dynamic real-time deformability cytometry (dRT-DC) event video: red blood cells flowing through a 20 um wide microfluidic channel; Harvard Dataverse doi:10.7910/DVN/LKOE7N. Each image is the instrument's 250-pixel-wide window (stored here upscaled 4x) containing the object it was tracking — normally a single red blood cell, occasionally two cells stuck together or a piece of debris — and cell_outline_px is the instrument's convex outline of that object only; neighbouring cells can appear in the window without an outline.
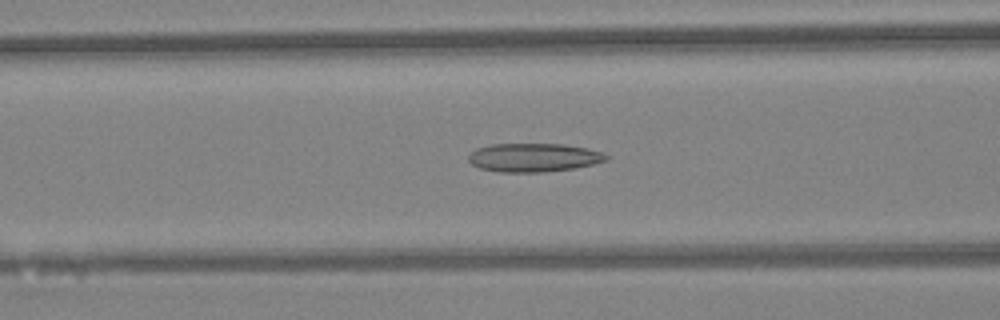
{"species": "Egyptian fruit bat (a non-hibernating species)", "species_latin": "Rousettus aegyptiacus", "temperature_condition": "warm", "stored_images_in_passage": 41, "camera_frame_rate_fps": 3000, "um_per_image_px": 0.085, "animal": {"sex": "female"}, "frame": {"image": 1, "passage_image": 13, "time_ms": 4.0, "image_size_px": [1000, 320], "cell_outline_px": [[608, 160], [576, 168], [544, 172], [500, 172], [480, 168], [472, 164], [468, 160], [468, 156], [476, 148], [488, 144], [564, 144], [588, 148], [604, 152], [608, 156]], "centroid_in_image_um": [45.38, 13.38], "position_along_channel_um": 121.2, "area_um2": 23.12}}
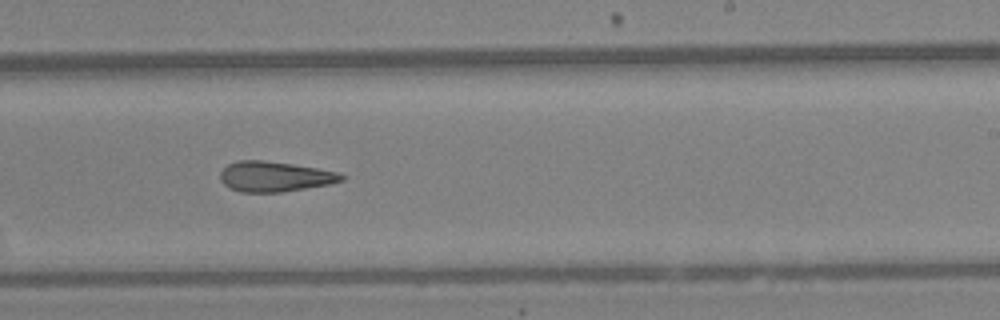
{"frame": {"image": 2, "passage_image": 23, "time_ms": 7.333, "image_size_px": [1000, 320], "cell_outline_px": [[344, 180], [328, 184], [280, 192], [240, 192], [228, 188], [220, 180], [220, 172], [228, 164], [236, 160], [260, 160], [292, 164], [316, 168], [336, 172], [344, 176]], "centroid_in_image_um": [23.28, 15.01], "position_along_channel_um": 265.7, "area_um2": 21.15}}
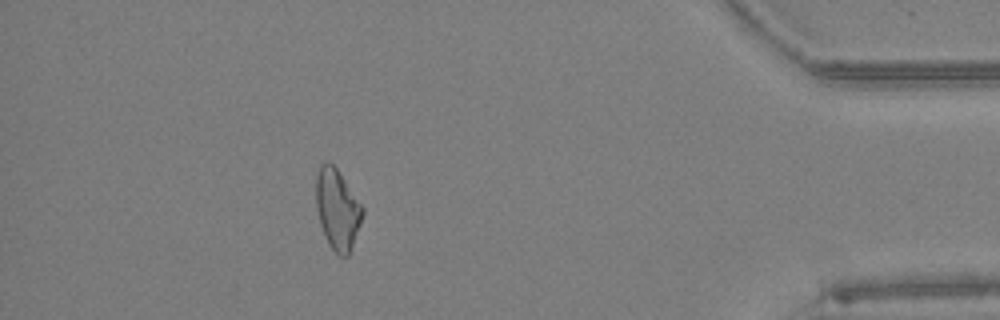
{"frame": {"image": 3, "passage_image": 36, "time_ms": 11.667, "image_size_px": [1000, 320], "cell_outline_px": [[364, 212], [360, 224], [348, 256], [340, 256], [328, 244], [320, 224], [316, 208], [316, 176], [320, 164], [328, 160], [336, 168], [364, 208]], "centroid_in_image_um": [28.66, 17.77], "position_along_channel_um": 406.5, "area_um2": 21.56}, "authors_computed_cell_mechanics": {"area_um2": 22.0796, "velocity_mm_per_s": 4.3531, "shape_relaxation_time_tau1_ms": null, "shape_relaxation_time_tau2_ms": 7.8947, "deformation_change_tau1": null, "deformation_change_tau2": 0.2176}}